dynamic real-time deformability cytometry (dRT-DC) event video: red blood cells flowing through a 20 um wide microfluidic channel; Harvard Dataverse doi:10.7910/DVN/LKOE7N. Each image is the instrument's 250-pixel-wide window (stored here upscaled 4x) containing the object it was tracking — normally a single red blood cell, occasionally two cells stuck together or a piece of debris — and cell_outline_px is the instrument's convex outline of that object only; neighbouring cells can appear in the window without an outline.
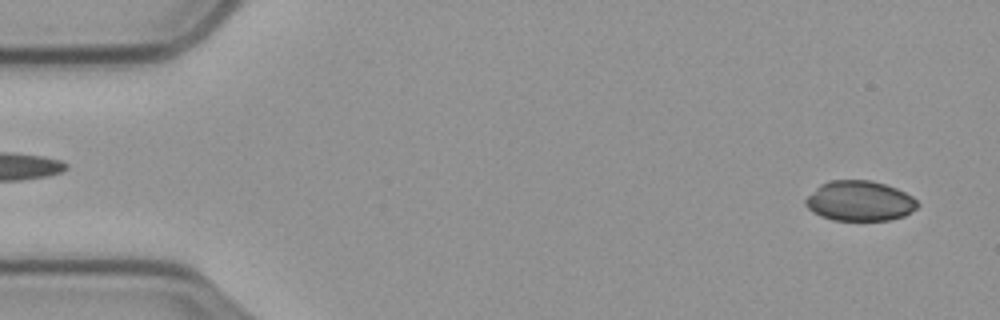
{"species": "common noctule bat (a hibernating species)", "species_latin": "Nyctalus noctula", "temperature_condition": "cold", "stored_images_in_passage": 58, "camera_frame_rate_fps": 3000, "um_per_image_px": 0.085, "animal": {"sex": "male", "body_mass_g": 23.1, "forearm_length_mm": 52.7}, "frame": {"image": 1, "passage_image": 3, "time_ms": 0.667, "image_size_px": [1000, 320], "cell_outline_px": [[920, 204], [916, 208], [904, 216], [888, 220], [832, 220], [820, 216], [812, 212], [804, 204], [804, 200], [820, 184], [832, 180], [872, 180], [896, 188], [912, 196]], "centroid_in_image_um": [73.05, 17.08], "position_along_channel_um": 11.9, "area_um2": 26.18}}
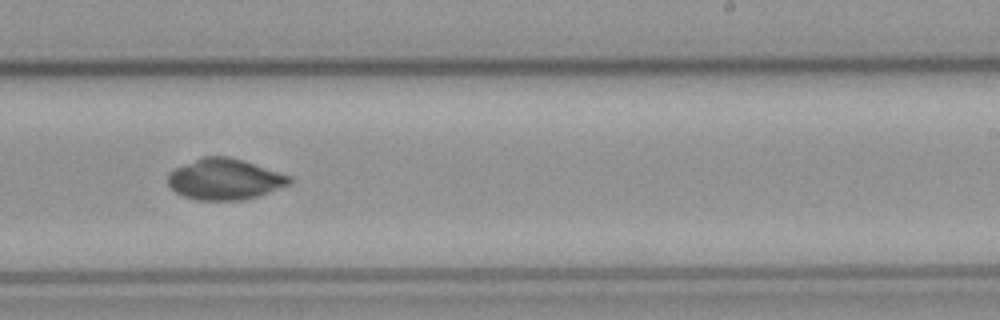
{"frame": {"image": 2, "passage_image": 35, "time_ms": 11.333, "image_size_px": [1000, 320], "cell_outline_px": [[296, 180], [292, 184], [244, 200], [196, 200], [184, 196], [176, 192], [168, 184], [168, 172], [176, 168], [204, 156], [228, 156], [292, 176]], "centroid_in_image_um": [19.13, 15.24], "position_along_channel_um": 269.9, "area_um2": 28.9}}
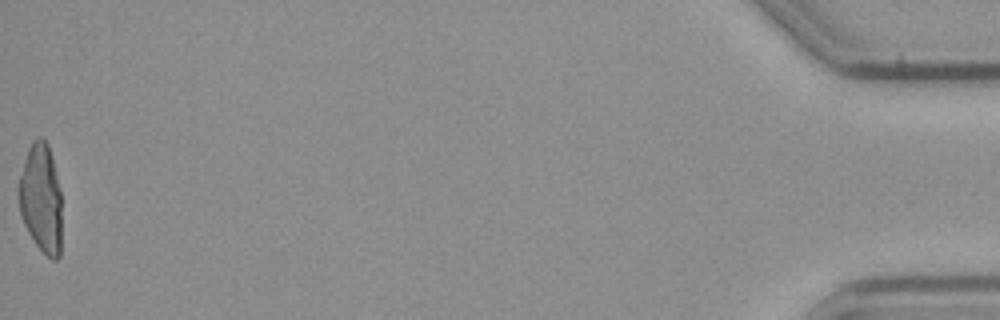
{"frame": {"image": 3, "passage_image": 58, "time_ms": 19.0, "image_size_px": [1000, 320], "cell_outline_px": [[60, 256], [56, 260], [52, 260], [36, 244], [28, 232], [20, 216], [16, 192], [16, 188], [28, 148], [32, 140], [40, 136], [48, 144], [60, 188]], "centroid_in_image_um": [3.44, 16.85], "position_along_channel_um": 431.8, "area_um2": 27.51}, "authors_computed_cell_mechanics": {"area_um2": 28.9867, "velocity_mm_per_s": 3.5181, "shape_relaxation_time_tau1_ms": null, "shape_relaxation_time_tau2_ms": 4.0397, "deformation_change_tau1": null, "deformation_change_tau2": 0.0449}}